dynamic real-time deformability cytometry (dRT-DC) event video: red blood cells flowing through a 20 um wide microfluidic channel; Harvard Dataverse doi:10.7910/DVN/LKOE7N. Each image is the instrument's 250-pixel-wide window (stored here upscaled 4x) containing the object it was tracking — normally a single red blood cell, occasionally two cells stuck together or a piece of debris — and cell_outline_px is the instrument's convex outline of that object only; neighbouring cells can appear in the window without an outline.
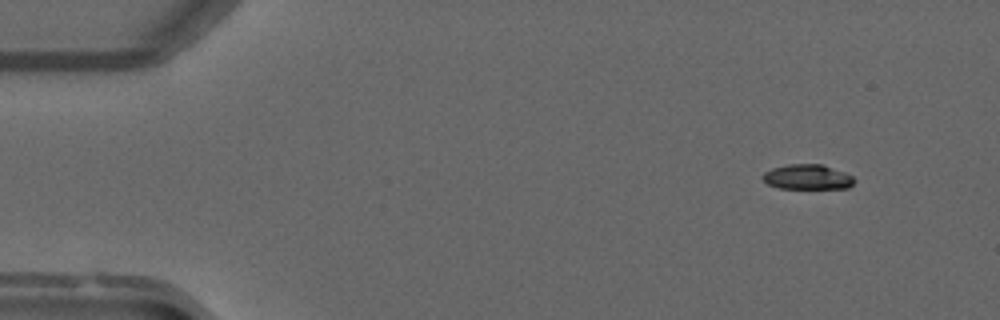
{"species": "common noctule bat (a hibernating species)", "species_latin": "Nyctalus noctula", "temperature_condition": "warm", "stored_images_in_passage": 14, "camera_frame_rate_fps": 3000, "um_per_image_px": 0.085, "animal": {"sex": "male", "forearm_length_mm": 52.5}, "frame": {"image": 1, "passage_image": 6, "time_ms": 1.667, "image_size_px": [1000, 320], "cell_outline_px": [[856, 180], [848, 188], [780, 188], [768, 184], [760, 176], [764, 172], [772, 168], [788, 164], [824, 164], [844, 172], [852, 176]], "centroid_in_image_um": [68.63, 15.03], "position_along_channel_um": 16.4, "area_um2": 13.35}}